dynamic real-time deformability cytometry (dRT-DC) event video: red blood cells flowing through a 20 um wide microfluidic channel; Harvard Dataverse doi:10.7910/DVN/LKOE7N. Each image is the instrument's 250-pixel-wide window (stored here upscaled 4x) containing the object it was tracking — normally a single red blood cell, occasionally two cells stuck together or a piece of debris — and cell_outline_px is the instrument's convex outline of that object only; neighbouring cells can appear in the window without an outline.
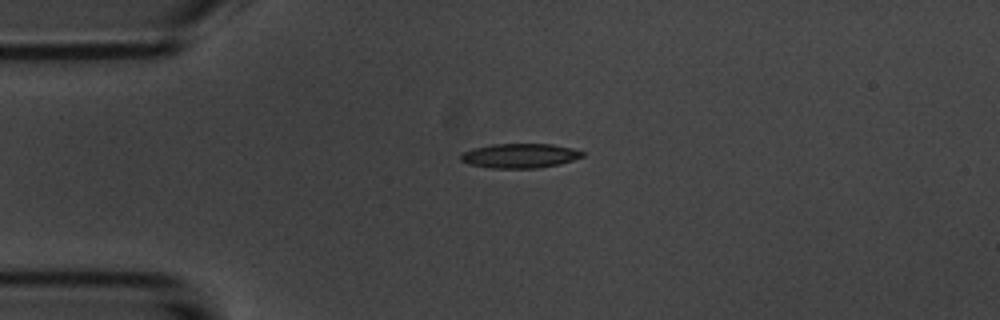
{"species": "common noctule bat (a hibernating species)", "species_latin": "Nyctalus noctula", "temperature_condition": "room temperature", "stored_images_in_passage": 14, "camera_frame_rate_fps": 3000, "um_per_image_px": 0.085, "animal": {"sex": "male", "body_mass_g": 20.1, "forearm_length_mm": 53.5}, "frame": {"image": 1, "passage_image": 3, "time_ms": 3.333, "image_size_px": [1000, 320], "cell_outline_px": [[584, 156], [560, 164], [536, 168], [488, 168], [468, 164], [460, 160], [460, 156], [464, 152], [472, 148], [492, 144], [552, 144], [572, 148], [584, 152]], "centroid_in_image_um": [44.17, 13.24], "position_along_channel_um": 40.8, "area_um2": 17.4}}
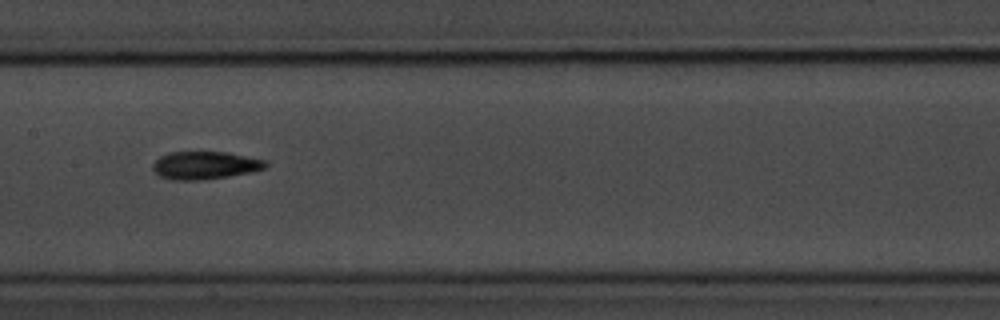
{"frame": {"image": 2, "passage_image": 7, "time_ms": 8.0, "image_size_px": [1000, 320], "cell_outline_px": [[268, 164], [264, 168], [248, 172], [228, 176], [204, 180], [172, 180], [160, 176], [152, 168], [152, 164], [160, 156], [168, 152], [228, 152], [268, 160]], "centroid_in_image_um": [17.42, 14.04], "position_along_channel_um": 190.0, "area_um2": 18.32}}
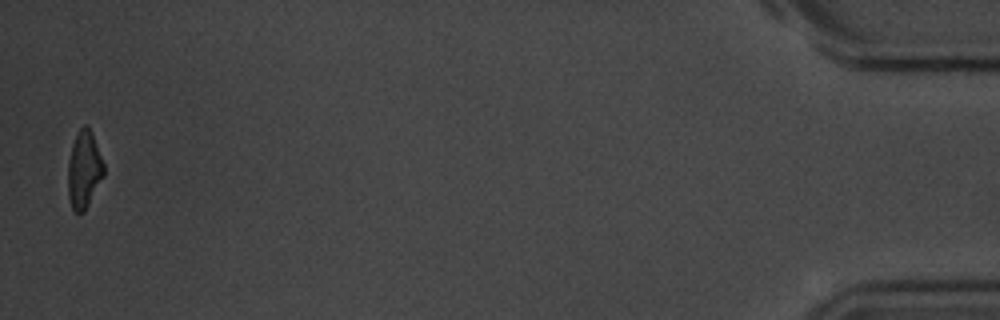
{"frame": {"image": 3, "passage_image": 14, "time_ms": 17.0, "image_size_px": [1000, 320], "cell_outline_px": [[104, 176], [84, 212], [76, 212], [72, 208], [68, 196], [68, 160], [72, 144], [80, 128], [84, 124], [92, 132], [104, 164]], "centroid_in_image_um": [7.14, 14.43], "position_along_channel_um": 428.1, "area_um2": 16.07}, "authors_computed_cell_mechanics": {"area_um2": 17.1377, "velocity_mm_per_s": 3.6734, "shape_relaxation_time_tau1_ms": 4.6908, "shape_relaxation_time_tau2_ms": 9.8412, "deformation_change_tau1": 0.1687, "deformation_change_tau2": 0.2249}}